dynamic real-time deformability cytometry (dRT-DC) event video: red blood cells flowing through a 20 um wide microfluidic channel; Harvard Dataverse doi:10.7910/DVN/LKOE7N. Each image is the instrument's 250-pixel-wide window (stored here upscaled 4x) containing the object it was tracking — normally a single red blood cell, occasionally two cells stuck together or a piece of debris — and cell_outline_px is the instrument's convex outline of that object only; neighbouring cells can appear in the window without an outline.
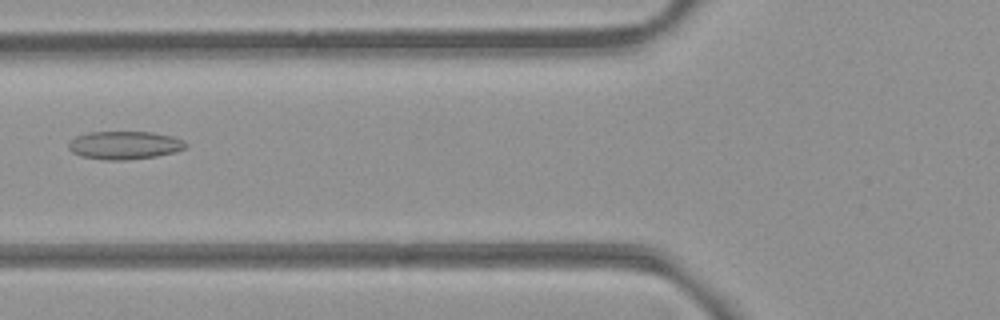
{"species": "common noctule bat (a hibernating species)", "species_latin": "Nyctalus noctula", "temperature_condition": "room temperature", "stored_images_in_passage": 5, "camera_frame_rate_fps": 3000, "um_per_image_px": 0.085, "animal": {"sex": "female", "body_mass_g": 21.9}, "frame": {"image": 1, "passage_image": 5, "time_ms": 1.333, "image_size_px": [1000, 320], "cell_outline_px": [[188, 144], [184, 148], [176, 152], [156, 156], [124, 160], [104, 160], [80, 156], [72, 152], [68, 148], [68, 140], [76, 136], [88, 132], [152, 132], [172, 136], [184, 140]], "centroid_in_image_um": [10.56, 12.34], "position_along_channel_um": 115.2, "area_um2": 19.36}}